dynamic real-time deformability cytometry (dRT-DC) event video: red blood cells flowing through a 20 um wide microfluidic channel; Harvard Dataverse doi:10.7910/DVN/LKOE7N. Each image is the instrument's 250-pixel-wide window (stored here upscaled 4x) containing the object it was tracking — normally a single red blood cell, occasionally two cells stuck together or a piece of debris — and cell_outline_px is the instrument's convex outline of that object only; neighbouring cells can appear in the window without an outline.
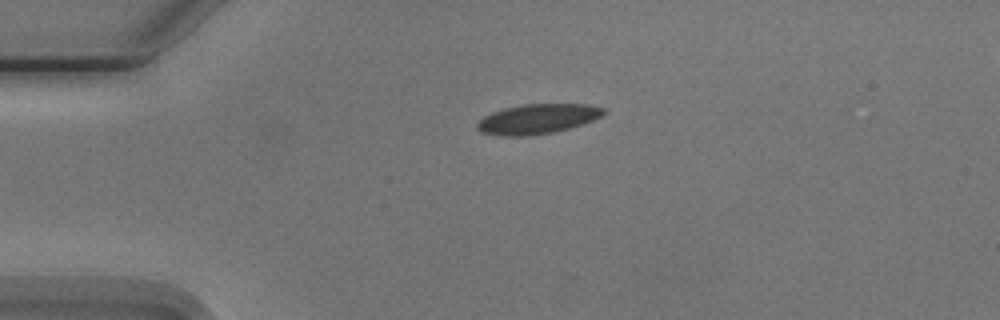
{"species": "Egyptian fruit bat (a non-hibernating species)", "species_latin": "Rousettus aegyptiacus", "temperature_condition": "cold", "stored_images_in_passage": 2, "camera_frame_rate_fps": 3000, "um_per_image_px": 0.085, "animal": {"sex": "male"}, "frame": {"image": 1, "passage_image": 1, "time_ms": 0.0, "image_size_px": [1000, 320], "cell_outline_px": [[608, 112], [584, 124], [572, 128], [552, 132], [528, 136], [500, 136], [480, 132], [476, 128], [476, 124], [484, 116], [492, 112], [504, 108], [524, 104], [588, 104], [604, 108]], "centroid_in_image_um": [45.69, 10.11], "position_along_channel_um": 39.3, "area_um2": 22.14}}